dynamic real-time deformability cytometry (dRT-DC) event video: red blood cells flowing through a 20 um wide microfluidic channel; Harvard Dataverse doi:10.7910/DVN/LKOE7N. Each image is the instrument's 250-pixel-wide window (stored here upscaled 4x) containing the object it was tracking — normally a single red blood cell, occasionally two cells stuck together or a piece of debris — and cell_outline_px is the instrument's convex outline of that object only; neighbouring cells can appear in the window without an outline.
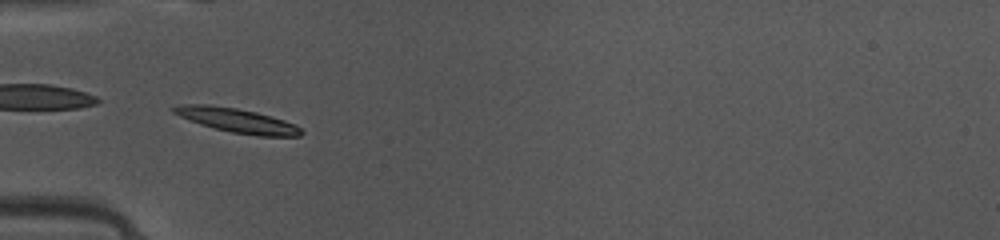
{"species": "common noctule bat (a hibernating species)", "species_latin": "Nyctalus noctula", "temperature_condition": "warm", "stored_images_in_passage": 38, "camera_frame_rate_fps": 3000, "um_per_image_px": 0.085, "animal": {"sex": "female", "body_mass_g": 10.0, "forearm_length_mm": 53.1}, "frame": {"image": 1, "passage_image": 5, "time_ms": 1.333, "image_size_px": [1000, 240], "cell_outline_px": [[304, 132], [300, 136], [256, 136], [232, 132], [212, 128], [200, 124], [180, 116], [172, 112], [172, 108], [184, 104], [208, 104], [236, 108], [256, 112], [284, 120], [296, 124]], "centroid_in_image_um": [20.18, 10.24], "position_along_channel_um": 64.8, "area_um2": 17.98}}
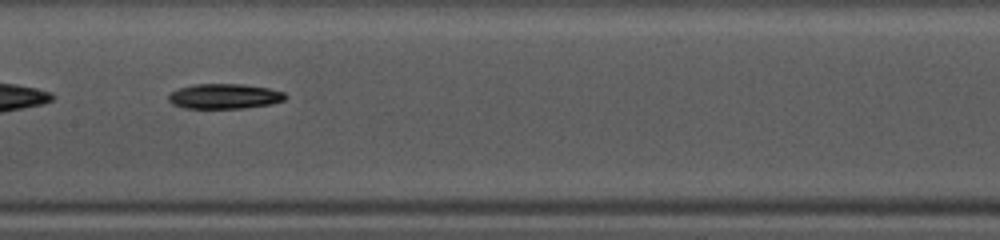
{"frame": {"image": 2, "passage_image": 14, "time_ms": 4.333, "image_size_px": [1000, 240], "cell_outline_px": [[288, 96], [284, 100], [268, 104], [244, 108], [184, 108], [172, 104], [168, 100], [168, 96], [172, 92], [180, 88], [192, 84], [244, 84], [268, 88], [284, 92]], "centroid_in_image_um": [19.07, 8.18], "position_along_channel_um": 188.3, "area_um2": 16.99}}
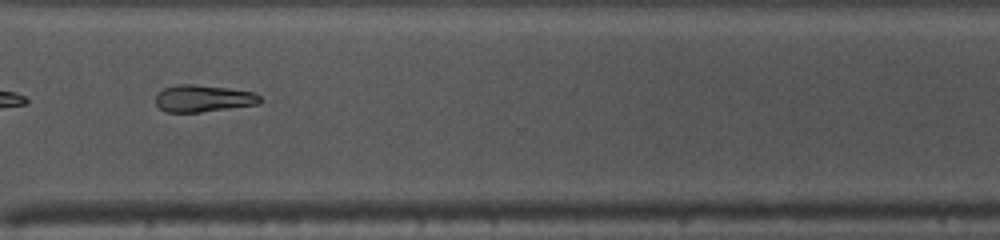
{"frame": {"image": 3, "passage_image": 26, "time_ms": 8.333, "image_size_px": [1000, 240], "cell_outline_px": [[260, 104], [200, 112], [164, 112], [156, 104], [156, 92], [164, 88], [176, 84], [196, 84], [228, 88], [252, 92], [260, 96]], "centroid_in_image_um": [17.23, 8.36], "position_along_channel_um": 353.4, "area_um2": 16.47}, "authors_computed_cell_mechanics": {"area_um2": 17.1088, "velocity_mm_per_s": 4.1466, "shape_relaxation_time_tau1_ms": 2.9025, "shape_relaxation_time_tau2_ms": null, "deformation_change_tau1": 0.1364, "deformation_change_tau2": null}}